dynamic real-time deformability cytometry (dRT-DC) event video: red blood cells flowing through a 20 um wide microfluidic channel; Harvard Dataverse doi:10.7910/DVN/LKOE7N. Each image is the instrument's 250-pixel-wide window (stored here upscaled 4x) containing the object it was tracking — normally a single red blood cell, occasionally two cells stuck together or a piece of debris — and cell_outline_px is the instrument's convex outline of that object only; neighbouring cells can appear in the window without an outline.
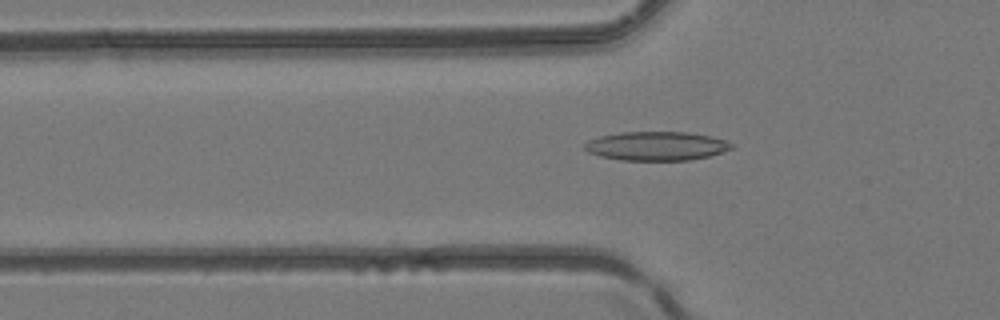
{"species": "common noctule bat (a hibernating species)", "species_latin": "Nyctalus noctula", "temperature_condition": "room temperature", "stored_images_in_passage": 49, "camera_frame_rate_fps": 3000, "um_per_image_px": 0.085, "animal": {"sex": "female", "body_mass_g": 24.6, "forearm_length_mm": 56.2}, "frame": {"image": 1, "passage_image": 17, "time_ms": 5.333, "image_size_px": [1000, 320], "cell_outline_px": [[736, 148], [708, 156], [688, 160], [620, 160], [600, 156], [588, 152], [584, 148], [584, 144], [588, 140], [600, 136], [620, 132], [688, 132], [712, 136], [728, 140]], "centroid_in_image_um": [55.82, 12.4], "position_along_channel_um": 70.0, "area_um2": 24.91}}
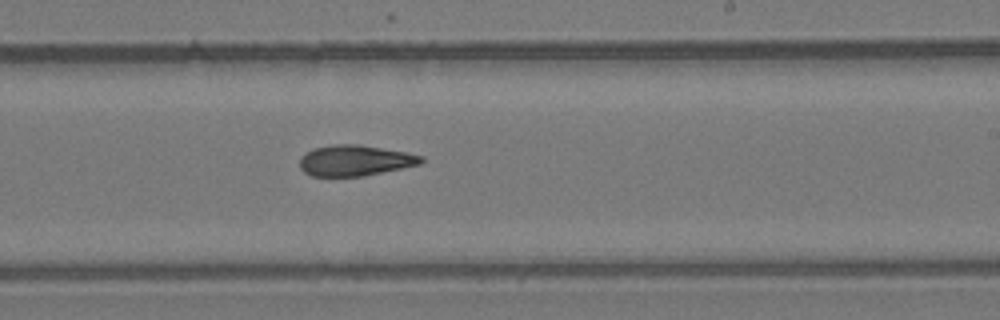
{"frame": {"image": 2, "passage_image": 30, "time_ms": 9.667, "image_size_px": [1000, 320], "cell_outline_px": [[424, 160], [420, 164], [364, 176], [312, 176], [304, 172], [300, 168], [300, 156], [304, 152], [312, 148], [332, 144], [360, 144], [408, 152], [424, 156]], "centroid_in_image_um": [30.16, 13.62], "position_along_channel_um": 258.8, "area_um2": 22.08}}
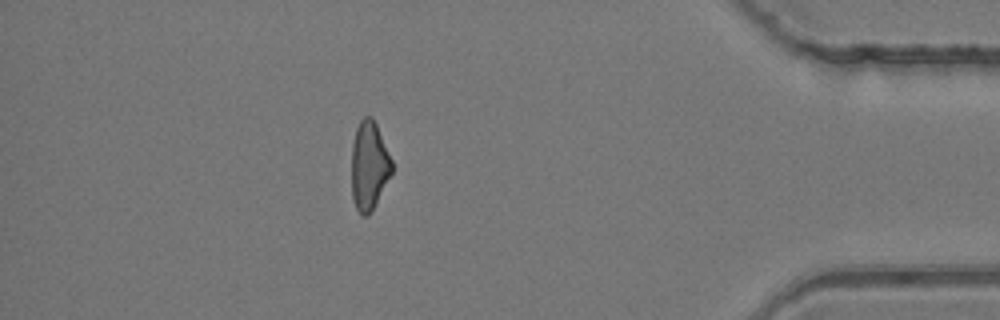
{"frame": {"image": 3, "passage_image": 43, "time_ms": 14.0, "image_size_px": [1000, 320], "cell_outline_px": [[392, 172], [372, 212], [368, 216], [364, 216], [356, 208], [352, 196], [352, 144], [356, 128], [360, 120], [364, 116], [372, 116], [376, 124], [392, 160]], "centroid_in_image_um": [31.37, 14.08], "position_along_channel_um": 403.8, "area_um2": 20.75}}